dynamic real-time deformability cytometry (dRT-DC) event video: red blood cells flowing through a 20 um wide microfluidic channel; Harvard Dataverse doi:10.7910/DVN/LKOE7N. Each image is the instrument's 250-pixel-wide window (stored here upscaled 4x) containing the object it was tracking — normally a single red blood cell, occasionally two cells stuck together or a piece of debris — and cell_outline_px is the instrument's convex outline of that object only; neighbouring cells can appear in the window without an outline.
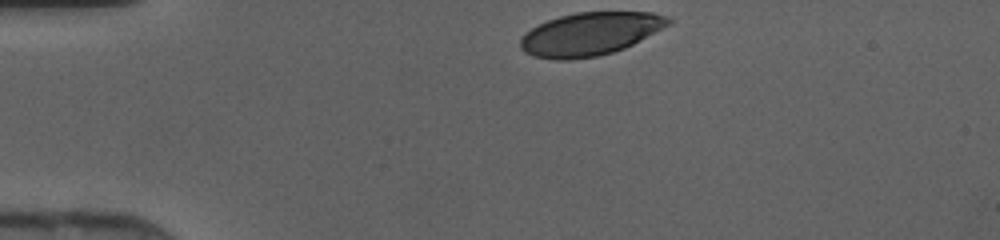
{"species": "human", "species_latin": "Homo sapiens", "temperature_condition": "cold", "stored_images_in_passage": 29, "camera_frame_rate_fps": 3000, "um_per_image_px": 0.085, "donor": {"sex": "female"}, "frame": {"image": 1, "passage_image": 1, "time_ms": 0.0, "image_size_px": [1000, 240], "cell_outline_px": [[672, 20], [668, 24], [632, 44], [624, 48], [612, 52], [596, 56], [568, 60], [556, 60], [532, 56], [524, 52], [520, 48], [520, 36], [524, 32], [548, 20], [560, 16], [576, 12], [652, 12], [668, 16]], "centroid_in_image_um": [50.09, 2.88], "position_along_channel_um": 34.9, "area_um2": 36.88}}
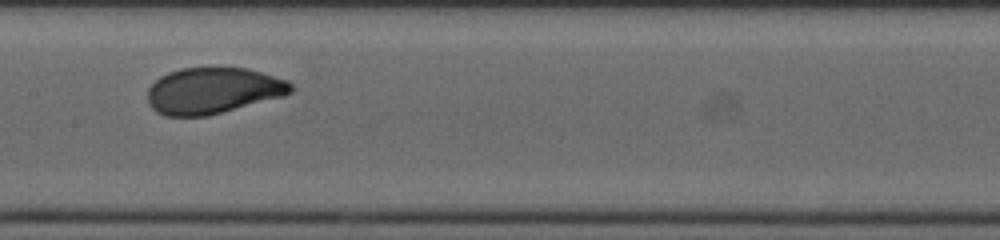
{"frame": {"image": 2, "passage_image": 15, "time_ms": 4.667, "image_size_px": [1000, 240], "cell_outline_px": [[292, 92], [284, 96], [208, 116], [164, 116], [156, 112], [148, 104], [148, 88], [160, 76], [168, 72], [180, 68], [248, 68], [288, 80], [292, 84]], "centroid_in_image_um": [18.1, 7.71], "position_along_channel_um": 189.3, "area_um2": 38.73}}
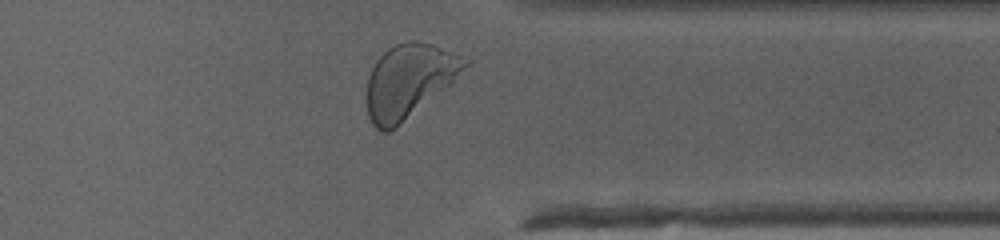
{"frame": {"image": 3, "passage_image": 28, "time_ms": 9.0, "image_size_px": [1000, 240], "cell_outline_px": [[472, 64], [452, 84], [396, 128], [388, 132], [380, 132], [372, 124], [368, 116], [364, 96], [368, 76], [376, 60], [388, 48], [396, 44], [408, 40], [416, 40], [432, 44], [460, 56], [468, 60]], "centroid_in_image_um": [34.75, 6.9], "position_along_channel_um": 376.7, "area_um2": 42.83}}